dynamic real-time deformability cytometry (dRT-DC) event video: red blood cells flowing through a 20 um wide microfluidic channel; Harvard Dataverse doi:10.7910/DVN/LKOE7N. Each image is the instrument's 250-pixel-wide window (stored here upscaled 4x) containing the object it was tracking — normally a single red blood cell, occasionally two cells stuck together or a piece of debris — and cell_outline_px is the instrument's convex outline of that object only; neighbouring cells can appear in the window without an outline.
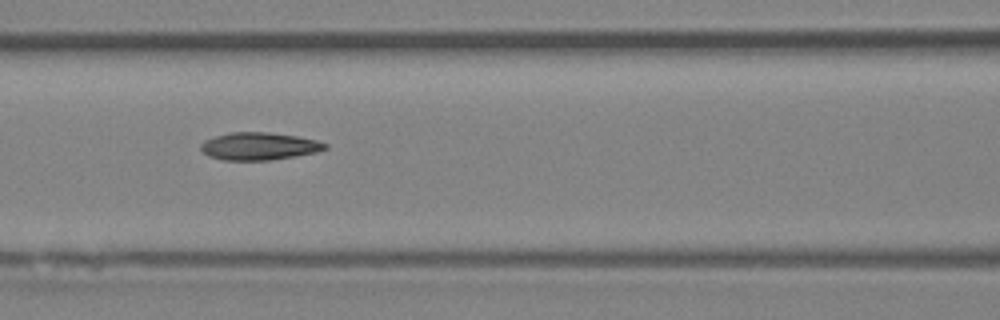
{"species": "Egyptian fruit bat (a non-hibernating species)", "species_latin": "Rousettus aegyptiacus", "temperature_condition": "room temperature", "stored_images_in_passage": 34, "camera_frame_rate_fps": 3000, "um_per_image_px": 0.085, "animal": {"sex": "female"}, "frame": {"image": 1, "passage_image": 6, "time_ms": 1.667, "image_size_px": [1000, 320], "cell_outline_px": [[328, 148], [316, 152], [296, 156], [272, 160], [224, 160], [208, 156], [200, 148], [200, 144], [204, 140], [228, 132], [268, 132], [296, 136], [316, 140], [328, 144]], "centroid_in_image_um": [22.02, 12.43], "position_along_channel_um": 144.6, "area_um2": 20.0}}
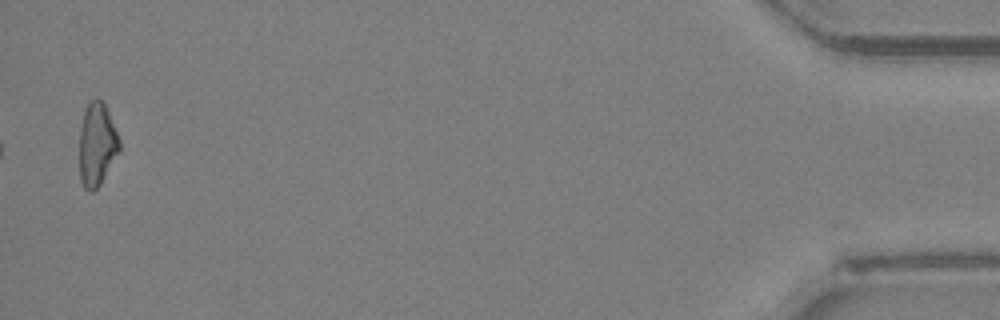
{"frame": {"image": 2, "passage_image": 34, "time_ms": 11.0, "image_size_px": [1000, 320], "cell_outline_px": [[120, 152], [100, 184], [92, 192], [88, 192], [84, 188], [80, 180], [80, 128], [84, 108], [88, 100], [96, 96], [104, 104], [108, 112], [120, 140]], "centroid_in_image_um": [8.23, 12.26], "position_along_channel_um": 427.0, "area_um2": 19.59}}